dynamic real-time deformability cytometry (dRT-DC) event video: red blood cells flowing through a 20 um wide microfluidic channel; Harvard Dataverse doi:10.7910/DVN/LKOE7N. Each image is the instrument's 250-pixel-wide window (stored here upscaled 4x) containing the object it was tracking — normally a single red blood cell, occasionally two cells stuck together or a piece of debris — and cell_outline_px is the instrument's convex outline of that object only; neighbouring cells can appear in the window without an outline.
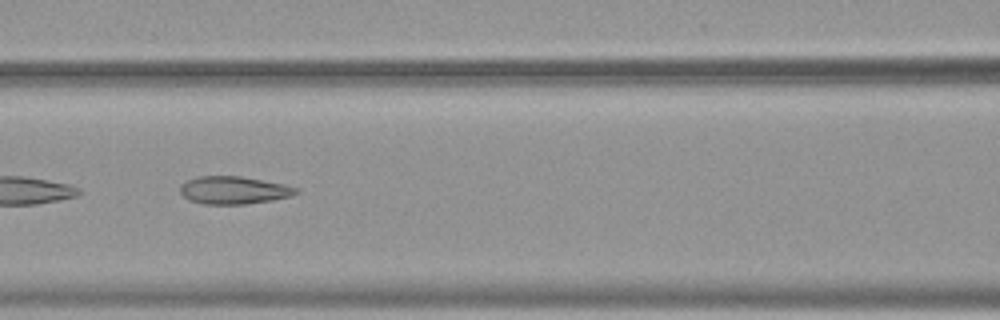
{"species": "common noctule bat (a hibernating species)", "species_latin": "Nyctalus noctula", "temperature_condition": "warm", "stored_images_in_passage": 48, "camera_frame_rate_fps": 3000, "um_per_image_px": 0.085, "animal": {"sex": "female", "body_mass_g": 19.9}, "frame": {"image": 1, "passage_image": 23, "time_ms": 7.333, "image_size_px": [1000, 320], "cell_outline_px": [[300, 192], [288, 196], [272, 200], [244, 204], [204, 204], [188, 200], [180, 192], [180, 184], [196, 176], [240, 176], [284, 184], [296, 188]], "centroid_in_image_um": [19.82, 16.16], "position_along_channel_um": 146.8, "area_um2": 18.61}}
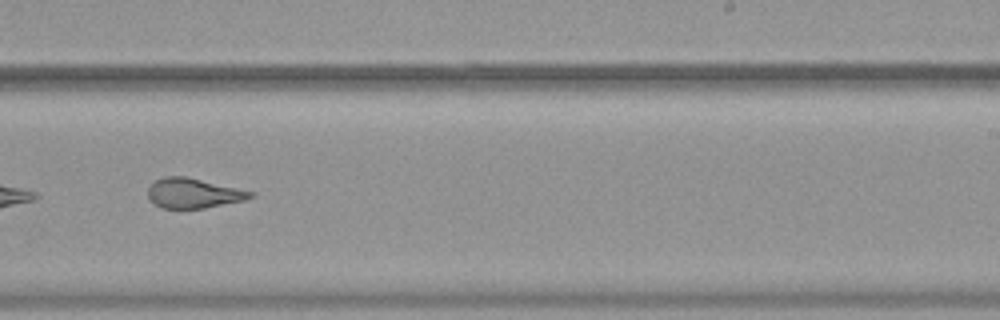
{"frame": {"image": 2, "passage_image": 33, "time_ms": 10.667, "image_size_px": [1000, 320], "cell_outline_px": [[256, 196], [248, 200], [204, 208], [164, 208], [156, 204], [148, 196], [148, 188], [156, 180], [164, 176], [184, 176], [256, 192]], "centroid_in_image_um": [16.52, 16.42], "position_along_channel_um": 272.5, "area_um2": 17.8}}
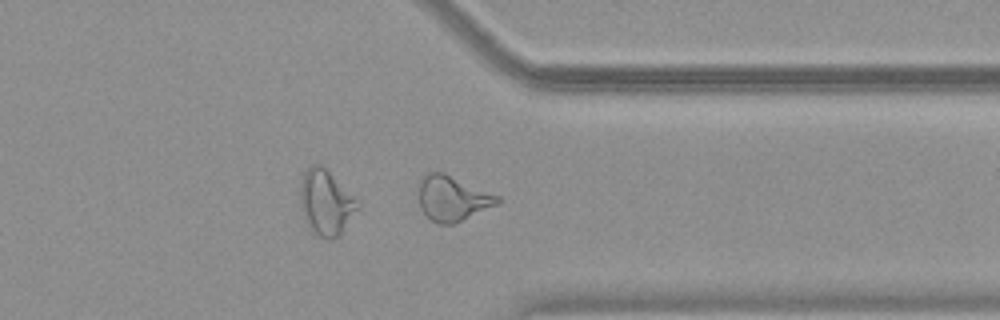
{"frame": {"image": 3, "passage_image": 41, "time_ms": 13.333, "image_size_px": [1000, 320], "cell_outline_px": [[500, 200], [496, 204], [452, 224], [436, 224], [420, 208], [420, 180], [428, 172], [444, 172], [500, 196]], "centroid_in_image_um": [38.45, 16.84], "position_along_channel_um": 373.0, "area_um2": 20.23}, "authors_computed_cell_mechanics": {"area_um2": 21.5016, "velocity_mm_per_s": 3.7964, "shape_relaxation_time_tau1_ms": null, "shape_relaxation_time_tau2_ms": 1.4705, "deformation_change_tau1": null, "deformation_change_tau2": 0.0956}}